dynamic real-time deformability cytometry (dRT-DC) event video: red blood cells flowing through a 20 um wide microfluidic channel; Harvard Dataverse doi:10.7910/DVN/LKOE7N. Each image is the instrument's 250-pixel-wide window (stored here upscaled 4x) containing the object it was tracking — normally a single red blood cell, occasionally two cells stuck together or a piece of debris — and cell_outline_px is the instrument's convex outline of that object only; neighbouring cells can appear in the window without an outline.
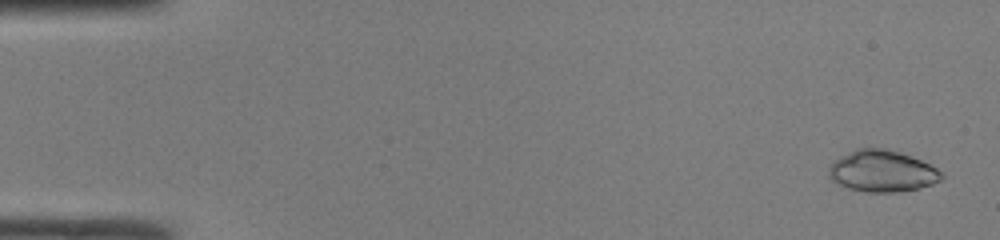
{"species": "common noctule bat (a hibernating species)", "species_latin": "Nyctalus noctula", "temperature_condition": "room temperature", "stored_images_in_passage": 48, "camera_frame_rate_fps": 3000, "um_per_image_px": 0.085, "animal": {"sex": "male", "body_mass_g": 19.0, "forearm_length_mm": 50.8}, "frame": {"image": 1, "passage_image": 2, "time_ms": 0.333, "image_size_px": [1000, 240], "cell_outline_px": [[944, 176], [940, 180], [932, 184], [920, 188], [896, 192], [868, 192], [848, 188], [832, 180], [828, 176], [828, 168], [840, 156], [856, 148], [884, 148], [920, 160], [936, 168]], "centroid_in_image_um": [74.96, 14.55], "position_along_channel_um": 10.0, "area_um2": 26.93}}
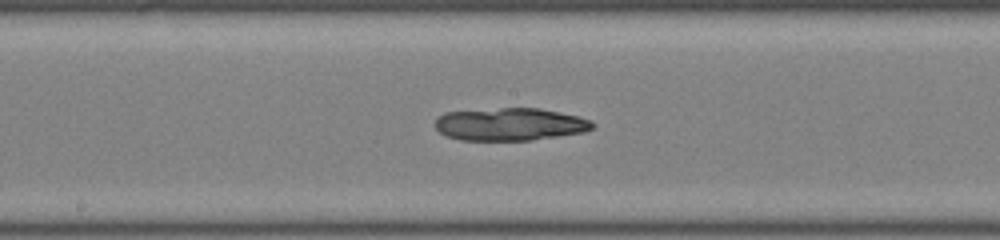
{"frame": {"image": 2, "passage_image": 26, "time_ms": 8.333, "image_size_px": [1000, 240], "cell_outline_px": [[596, 124], [592, 128], [584, 132], [532, 140], [460, 140], [444, 136], [432, 124], [444, 112], [500, 108], [540, 108], [576, 116], [588, 120]], "centroid_in_image_um": [43.3, 10.57], "position_along_channel_um": 204.9, "area_um2": 29.94}}
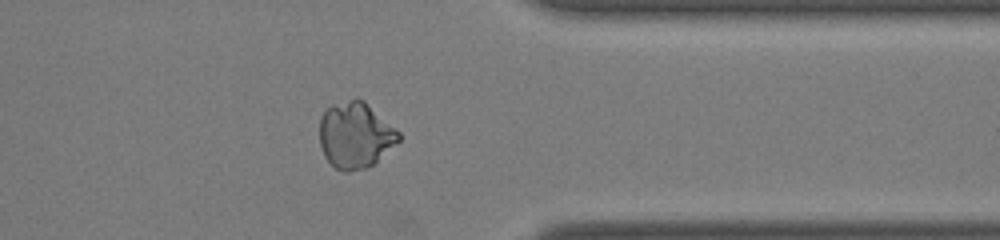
{"frame": {"image": 3, "passage_image": 39, "time_ms": 12.667, "image_size_px": [1000, 240], "cell_outline_px": [[400, 140], [368, 168], [348, 172], [344, 172], [336, 168], [324, 156], [320, 144], [320, 116], [332, 104], [356, 96], [364, 100], [396, 128], [400, 132]], "centroid_in_image_um": [30.2, 11.46], "position_along_channel_um": 381.2, "area_um2": 30.69}, "authors_computed_cell_mechanics": {"area_um2": 29.9115, "velocity_mm_per_s": 4.2373, "shape_relaxation_time_tau1_ms": 9.3523, "shape_relaxation_time_tau2_ms": null, "deformation_change_tau1": 0.2875, "deformation_change_tau2": null}}